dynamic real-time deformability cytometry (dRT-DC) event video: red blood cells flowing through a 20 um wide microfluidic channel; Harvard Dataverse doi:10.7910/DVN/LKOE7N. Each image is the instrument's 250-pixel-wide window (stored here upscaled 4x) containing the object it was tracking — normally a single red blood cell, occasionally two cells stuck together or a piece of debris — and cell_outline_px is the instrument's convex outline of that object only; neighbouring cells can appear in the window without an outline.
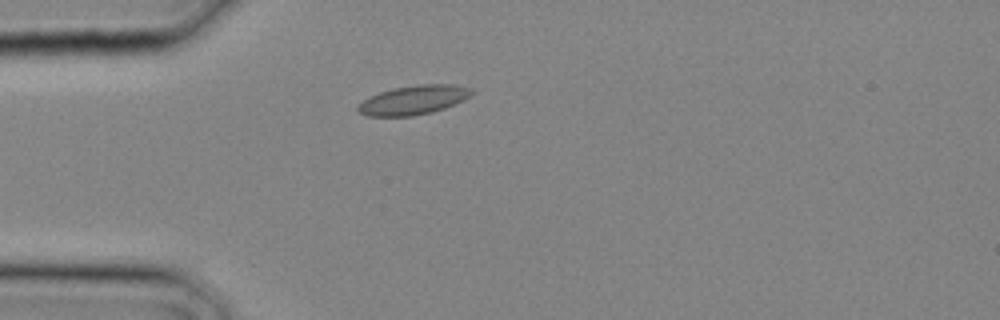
{"species": "common noctule bat (a hibernating species)", "species_latin": "Nyctalus noctula", "temperature_condition": "cold", "stored_images_in_passage": 1, "camera_frame_rate_fps": 3000, "um_per_image_px": 0.085, "animal": {"sex": "male", "body_mass_g": 20.4}, "frame": {"image": 1, "passage_image": 1, "time_ms": 0.0, "image_size_px": [1000, 320], "cell_outline_px": [[472, 92], [464, 100], [444, 108], [432, 112], [412, 116], [368, 116], [360, 112], [356, 108], [368, 96], [380, 92], [396, 88], [420, 84], [452, 84], [472, 88]], "centroid_in_image_um": [35.15, 8.5], "position_along_channel_um": 49.9, "area_um2": 19.07}}